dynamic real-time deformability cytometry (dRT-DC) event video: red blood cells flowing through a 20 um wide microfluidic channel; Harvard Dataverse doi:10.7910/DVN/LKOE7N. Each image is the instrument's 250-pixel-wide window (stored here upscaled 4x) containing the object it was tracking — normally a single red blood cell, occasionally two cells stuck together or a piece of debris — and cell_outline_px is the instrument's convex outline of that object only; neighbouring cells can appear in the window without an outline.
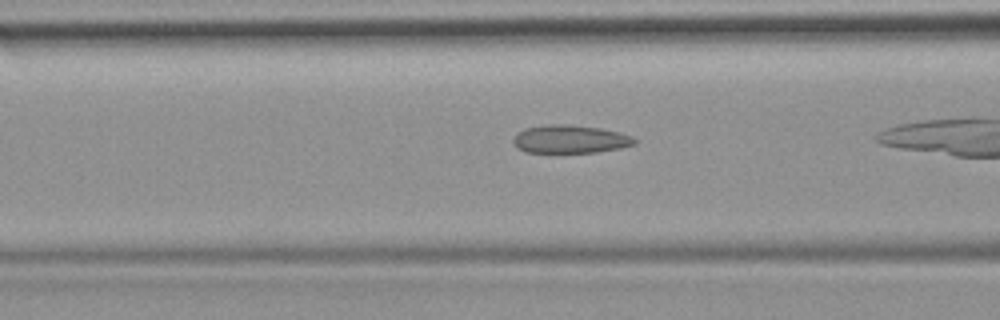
{"species": "common noctule bat (a hibernating species)", "species_latin": "Nyctalus noctula", "temperature_condition": "room temperature", "stored_images_in_passage": 28, "camera_frame_rate_fps": 3000, "um_per_image_px": 0.085, "animal": {"sex": "female", "body_mass_g": 19.9}, "frame": {"image": 1, "passage_image": 9, "time_ms": 2.667, "image_size_px": [1000, 320], "cell_outline_px": [[636, 144], [620, 148], [596, 152], [524, 152], [512, 140], [524, 128], [548, 124], [568, 124], [600, 128], [620, 132], [632, 136], [636, 140]], "centroid_in_image_um": [48.51, 11.82], "position_along_channel_um": 118.1, "area_um2": 19.71}}